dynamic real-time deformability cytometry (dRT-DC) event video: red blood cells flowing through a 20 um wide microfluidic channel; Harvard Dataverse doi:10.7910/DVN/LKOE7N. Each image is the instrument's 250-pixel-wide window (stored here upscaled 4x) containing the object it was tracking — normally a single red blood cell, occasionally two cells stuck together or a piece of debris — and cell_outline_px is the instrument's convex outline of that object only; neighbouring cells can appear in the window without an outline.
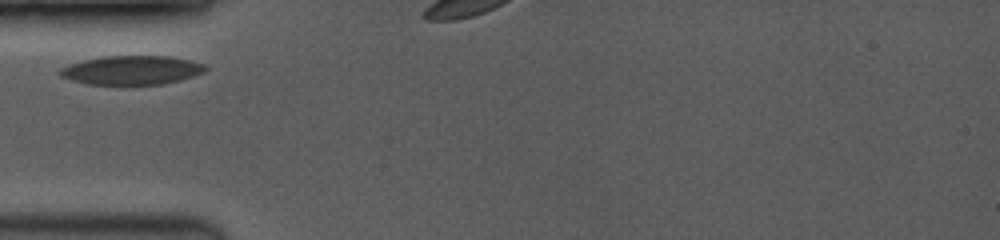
{"species": "common noctule bat (a hibernating species)", "species_latin": "Nyctalus noctula", "temperature_condition": "room temperature", "stored_images_in_passage": 6, "camera_frame_rate_fps": 3500, "um_per_image_px": 0.085, "animal": {"sex": "female", "body_mass_g": 19.0, "forearm_length_mm": 53.3}, "frame": {"image": 1, "passage_image": 1, "time_ms": 0.0, "image_size_px": [1000, 240], "cell_outline_px": [[208, 68], [204, 72], [180, 80], [160, 84], [88, 84], [72, 80], [60, 76], [56, 72], [60, 68], [84, 60], [104, 56], [168, 56], [188, 60], [204, 64]], "centroid_in_image_um": [11.18, 5.96], "position_along_channel_um": 73.8, "area_um2": 24.28}}
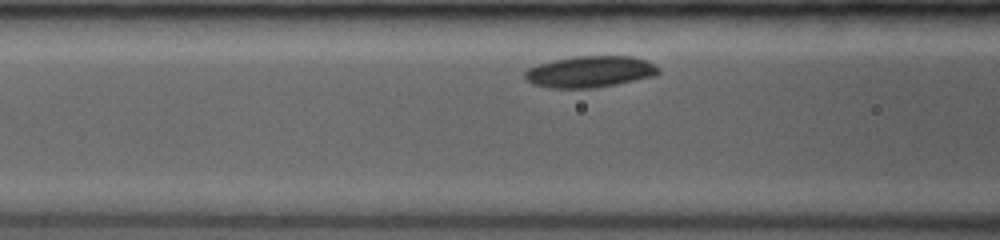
{"frame": {"image": 2, "passage_image": 5, "time_ms": 1.143, "image_size_px": [1000, 240], "cell_outline_px": [[660, 72], [656, 76], [596, 88], [548, 88], [532, 84], [524, 76], [524, 72], [528, 68], [552, 60], [576, 56], [632, 56], [648, 60], [660, 68]], "centroid_in_image_um": [50.18, 6.1], "position_along_channel_um": 116.4, "area_um2": 24.68}}